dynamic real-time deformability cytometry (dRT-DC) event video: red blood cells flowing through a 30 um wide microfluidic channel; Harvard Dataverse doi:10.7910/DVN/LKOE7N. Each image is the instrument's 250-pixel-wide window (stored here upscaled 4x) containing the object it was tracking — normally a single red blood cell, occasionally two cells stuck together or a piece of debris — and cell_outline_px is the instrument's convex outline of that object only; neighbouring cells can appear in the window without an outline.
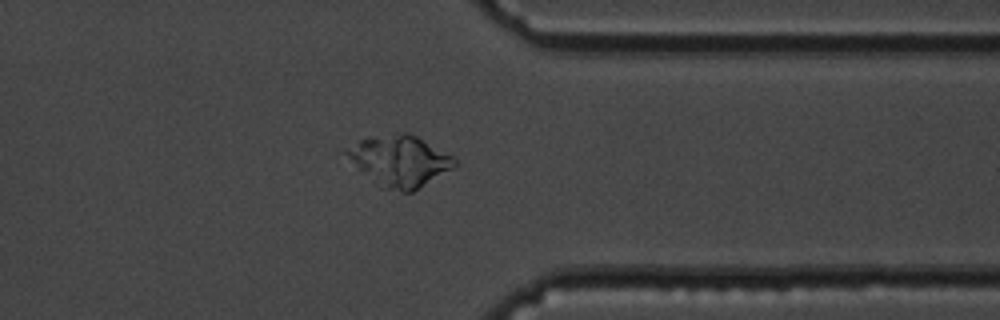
{"species": "common noctule bat (a hibernating species)", "species_latin": "Nyctalus noctula", "temperature_condition": "cold", "stored_images_in_passage": 52, "camera_frame_rate_fps": 3000, "um_per_image_px": 0.085, "animal": {"sex": "male", "body_mass_g": 19.5, "forearm_length_mm": 54.6}, "frame": {"image": 1, "passage_image": 44, "time_ms": 14.333, "image_size_px": [1000, 320], "cell_outline_px": [[456, 164], [452, 168], [412, 192], [400, 192], [380, 188], [340, 152], [360, 140], [400, 132], [408, 132], [416, 136], [452, 156], [456, 160]], "centroid_in_image_um": [33.92, 13.69], "position_along_channel_um": 377.5, "area_um2": 31.73}}